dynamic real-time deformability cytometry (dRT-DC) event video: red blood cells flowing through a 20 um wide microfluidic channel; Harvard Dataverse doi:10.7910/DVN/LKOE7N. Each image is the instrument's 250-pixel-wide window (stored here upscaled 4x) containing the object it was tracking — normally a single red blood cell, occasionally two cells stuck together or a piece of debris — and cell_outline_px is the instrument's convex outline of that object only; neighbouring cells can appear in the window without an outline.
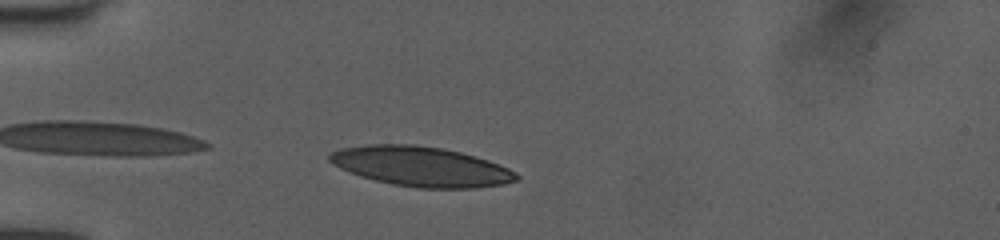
{"species": "human", "species_latin": "Homo sapiens", "temperature_condition": "room temperature", "stored_images_in_passage": 34, "camera_frame_rate_fps": 3000, "um_per_image_px": 0.085, "donor": {"sex": "female"}, "frame": {"image": 1, "passage_image": 1, "time_ms": 0.0, "image_size_px": [1000, 240], "cell_outline_px": [[520, 176], [516, 180], [504, 184], [476, 188], [416, 188], [392, 184], [360, 176], [340, 168], [332, 164], [328, 160], [328, 156], [332, 152], [340, 148], [368, 144], [412, 144], [440, 148], [460, 152], [476, 156], [488, 160], [508, 168], [516, 172]], "centroid_in_image_um": [35.78, 14.15], "position_along_channel_um": 49.2, "area_um2": 43.35}}
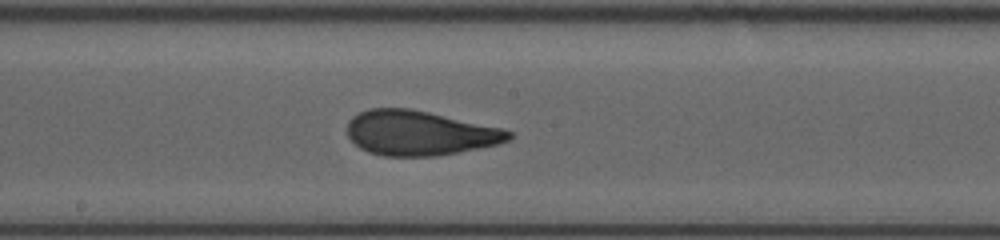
{"frame": {"image": 2, "passage_image": 15, "time_ms": 4.667, "image_size_px": [1000, 240], "cell_outline_px": [[512, 136], [508, 140], [500, 144], [436, 156], [384, 156], [368, 152], [360, 148], [348, 136], [348, 120], [352, 116], [368, 108], [412, 108], [500, 128], [512, 132]], "centroid_in_image_um": [35.63, 11.3], "position_along_channel_um": 212.6, "area_um2": 41.96}}
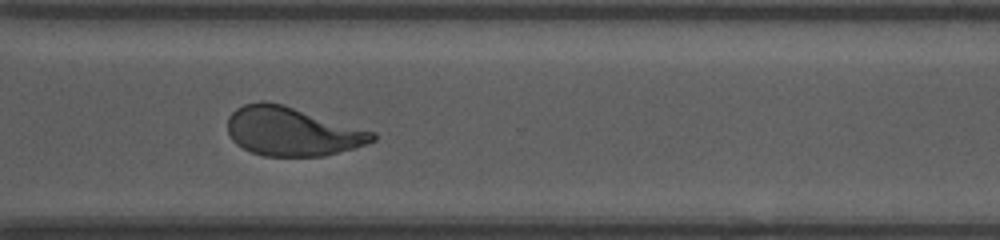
{"frame": {"image": 3, "passage_image": 25, "time_ms": 8.0, "image_size_px": [1000, 240], "cell_outline_px": [[376, 140], [356, 148], [324, 156], [264, 156], [252, 152], [236, 144], [232, 140], [228, 132], [228, 116], [236, 108], [244, 104], [260, 100], [264, 100], [284, 104], [376, 132]], "centroid_in_image_um": [24.84, 11.16], "position_along_channel_um": 345.8, "area_um2": 41.62}, "authors_computed_cell_mechanics": {"area_um2": 42.0784, "velocity_mm_per_s": 4.0098, "shape_relaxation_time_tau1_ms": 4.5107, "shape_relaxation_time_tau2_ms": 0.8566, "deformation_change_tau1": 0.177, "deformation_change_tau2": 0.0719}}